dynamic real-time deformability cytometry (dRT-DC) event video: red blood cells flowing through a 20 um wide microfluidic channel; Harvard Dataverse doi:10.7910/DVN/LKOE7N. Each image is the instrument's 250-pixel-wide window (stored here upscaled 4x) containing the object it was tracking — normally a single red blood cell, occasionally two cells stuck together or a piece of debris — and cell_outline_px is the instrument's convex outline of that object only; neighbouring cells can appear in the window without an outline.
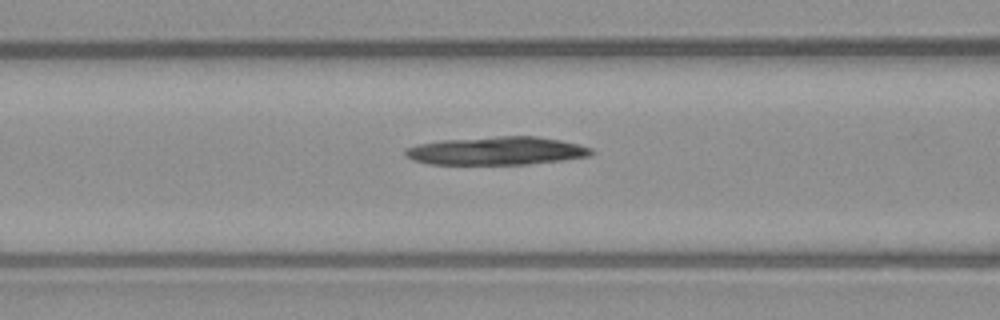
{"species": "common noctule bat (a hibernating species)", "species_latin": "Nyctalus noctula", "temperature_condition": "warm", "stored_images_in_passage": 30, "camera_frame_rate_fps": 3000, "um_per_image_px": 0.085, "animal": {"sex": "male", "body_mass_g": 23.1, "forearm_length_mm": 52.7}, "frame": {"image": 1, "passage_image": 6, "time_ms": 1.667, "image_size_px": [1000, 320], "cell_outline_px": [[596, 152], [588, 156], [560, 160], [528, 164], [428, 164], [412, 160], [404, 156], [404, 148], [416, 144], [440, 140], [500, 136], [536, 136], [560, 140], [580, 144], [592, 148]], "centroid_in_image_um": [42.17, 12.81], "position_along_channel_um": 124.4, "area_um2": 30.75}}